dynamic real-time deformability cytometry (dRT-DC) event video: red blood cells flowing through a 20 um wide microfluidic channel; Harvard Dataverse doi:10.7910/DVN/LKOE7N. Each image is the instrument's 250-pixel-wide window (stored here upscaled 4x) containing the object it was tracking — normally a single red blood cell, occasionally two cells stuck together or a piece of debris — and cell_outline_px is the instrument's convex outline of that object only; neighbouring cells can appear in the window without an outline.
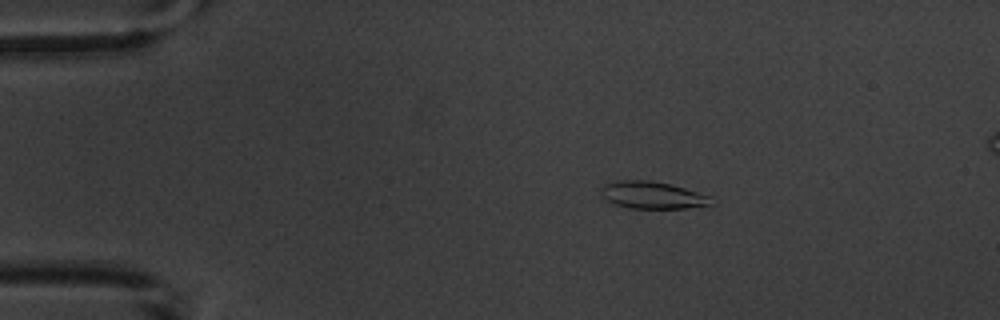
{"species": "common noctule bat (a hibernating species)", "species_latin": "Nyctalus noctula", "temperature_condition": "warm", "stored_images_in_passage": 5, "segment_of_instrument_passage": [1, 2], "camera_frame_rate_fps": 3000, "um_per_image_px": 0.085, "animal": {"sex": "male", "body_mass_g": 20.1, "forearm_length_mm": 53.5}, "frame": {"image": 1, "passage_image": 2, "time_ms": 1.333, "image_size_px": [1000, 320], "cell_outline_px": [[716, 204], [712, 208], [628, 208], [604, 200], [600, 192], [600, 188], [604, 184], [616, 180], [648, 180], [668, 184], [684, 188], [712, 196]], "centroid_in_image_um": [55.55, 16.61], "position_along_channel_um": 29.5, "area_um2": 18.03}}